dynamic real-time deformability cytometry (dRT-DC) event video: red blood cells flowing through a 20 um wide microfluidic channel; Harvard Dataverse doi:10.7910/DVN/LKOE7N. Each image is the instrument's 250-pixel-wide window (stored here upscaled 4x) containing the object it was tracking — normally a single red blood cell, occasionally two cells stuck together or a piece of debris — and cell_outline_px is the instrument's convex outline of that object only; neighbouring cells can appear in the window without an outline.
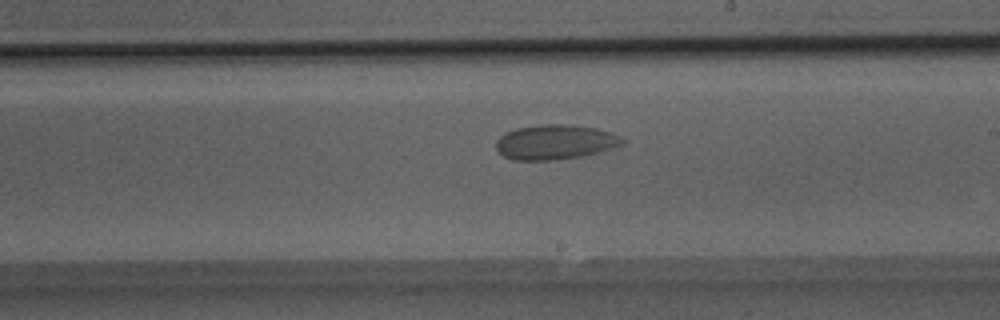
{"species": "Egyptian fruit bat (a non-hibernating species)", "species_latin": "Rousettus aegyptiacus", "temperature_condition": "room temperature", "stored_images_in_passage": 36, "camera_frame_rate_fps": 3000, "um_per_image_px": 0.085, "animal": {"sex": "male"}, "frame": {"image": 1, "passage_image": 20, "time_ms": 6.333, "image_size_px": [1000, 320], "cell_outline_px": [[628, 140], [624, 144], [616, 148], [584, 156], [552, 160], [512, 160], [504, 156], [496, 148], [496, 140], [504, 132], [516, 128], [540, 124], [568, 124], [596, 128], [612, 132]], "centroid_in_image_um": [47.24, 12.07], "position_along_channel_um": 241.8, "area_um2": 26.07}}
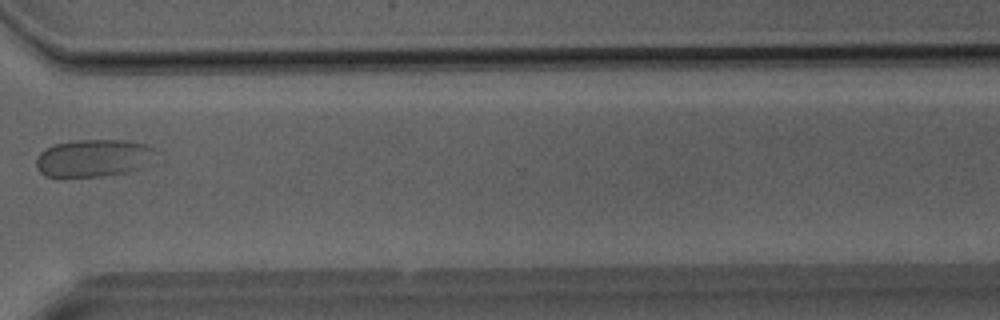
{"frame": {"image": 2, "passage_image": 27, "time_ms": 8.667, "image_size_px": [1000, 320], "cell_outline_px": [[152, 148], [140, 168], [124, 172], [104, 176], [44, 176], [36, 168], [36, 160], [40, 152], [44, 148], [56, 144], [76, 140], [124, 140], [144, 144]], "centroid_in_image_um": [7.78, 13.43], "position_along_channel_um": 362.8, "area_um2": 25.2}}
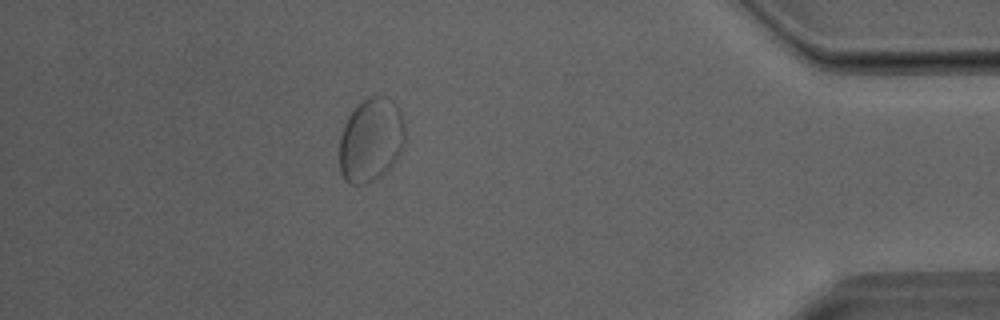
{"frame": {"image": 3, "passage_image": 32, "time_ms": 10.333, "image_size_px": [1000, 320], "cell_outline_px": [[404, 140], [400, 152], [396, 160], [380, 176], [368, 184], [352, 184], [344, 180], [340, 172], [340, 136], [344, 124], [348, 116], [368, 96], [384, 96], [400, 108], [404, 124]], "centroid_in_image_um": [31.52, 11.91], "position_along_channel_um": 403.7, "area_um2": 31.85}}